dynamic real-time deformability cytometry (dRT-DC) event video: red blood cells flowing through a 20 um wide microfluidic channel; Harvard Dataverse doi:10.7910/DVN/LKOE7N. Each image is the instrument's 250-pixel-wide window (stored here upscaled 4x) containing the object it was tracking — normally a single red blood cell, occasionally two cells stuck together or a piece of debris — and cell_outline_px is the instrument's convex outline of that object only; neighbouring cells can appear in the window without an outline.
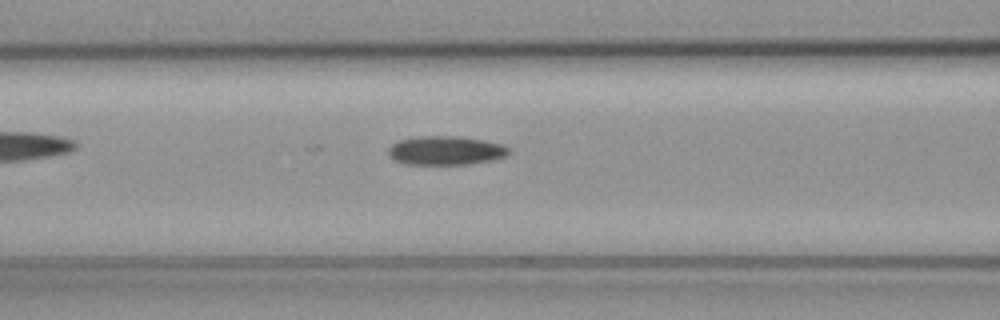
{"species": "common noctule bat (a hibernating species)", "species_latin": "Nyctalus noctula", "temperature_condition": "cold", "stored_images_in_passage": 20, "camera_frame_rate_fps": 3000, "um_per_image_px": 0.085, "animal": {"sex": "female", "body_mass_g": 19.3, "forearm_length_mm": 54.1}, "frame": {"image": 1, "passage_image": 12, "time_ms": 3.667, "image_size_px": [1000, 320], "cell_outline_px": [[512, 152], [504, 156], [492, 160], [468, 164], [404, 164], [396, 160], [388, 152], [388, 148], [392, 144], [400, 140], [416, 136], [460, 136], [484, 140], [504, 144]], "centroid_in_image_um": [37.92, 12.78], "position_along_channel_um": 128.7, "area_um2": 20.29}}